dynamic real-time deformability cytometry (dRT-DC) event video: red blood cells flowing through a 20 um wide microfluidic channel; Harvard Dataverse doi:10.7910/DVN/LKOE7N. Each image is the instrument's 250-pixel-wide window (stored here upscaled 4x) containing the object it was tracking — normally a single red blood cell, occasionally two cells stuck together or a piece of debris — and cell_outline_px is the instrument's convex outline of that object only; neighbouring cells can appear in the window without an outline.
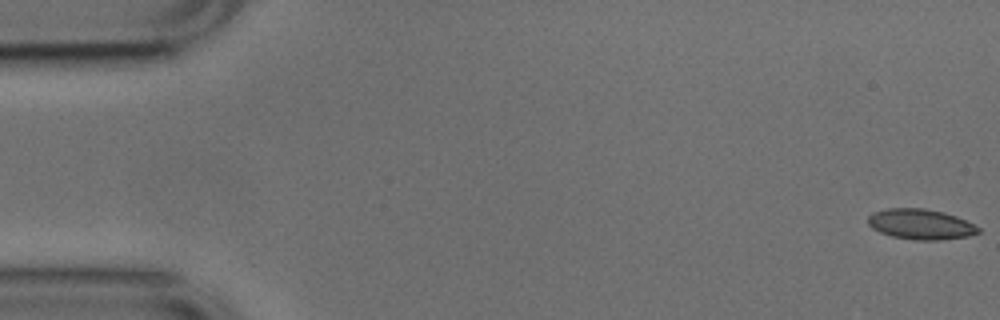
{"species": "common noctule bat (a hibernating species)", "species_latin": "Nyctalus noctula", "temperature_condition": "cold", "stored_images_in_passage": 54, "camera_frame_rate_fps": 3000, "um_per_image_px": 0.085, "animal": {"sex": "male", "body_mass_g": 17.9, "forearm_length_mm": 54.2}, "frame": {"image": 1, "passage_image": 1, "time_ms": 0.0, "image_size_px": [1000, 320], "cell_outline_px": [[980, 232], [968, 236], [940, 240], [916, 240], [892, 236], [880, 232], [872, 228], [868, 224], [868, 216], [872, 212], [888, 208], [924, 208], [944, 212], [956, 216], [980, 228]], "centroid_in_image_um": [78.23, 19.05], "position_along_channel_um": 6.8, "area_um2": 19.48}}
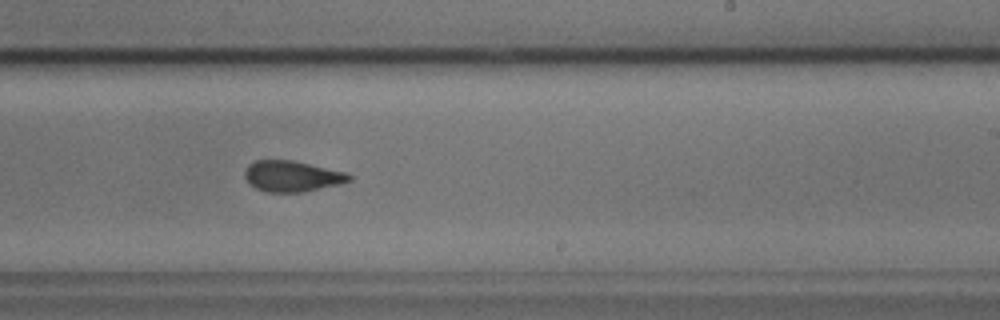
{"frame": {"image": 2, "passage_image": 32, "time_ms": 10.333, "image_size_px": [1000, 320], "cell_outline_px": [[352, 180], [340, 184], [304, 192], [264, 192], [248, 184], [244, 176], [244, 172], [248, 164], [256, 160], [292, 160], [348, 172], [352, 176]], "centroid_in_image_um": [24.82, 14.98], "position_along_channel_um": 264.2, "area_um2": 19.07}}
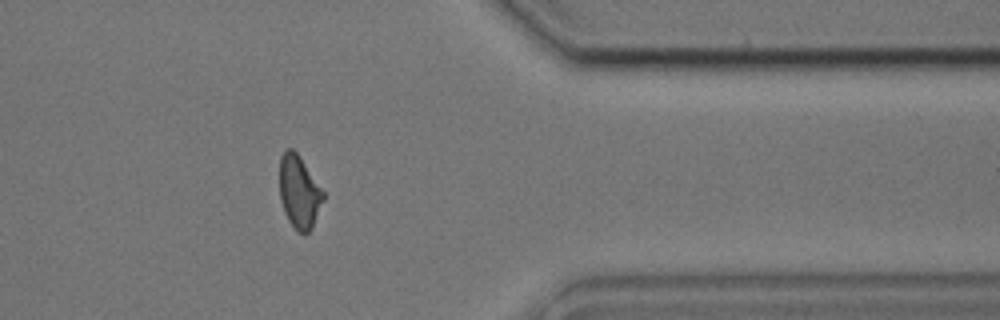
{"frame": {"image": 3, "passage_image": 43, "time_ms": 14.0, "image_size_px": [1000, 320], "cell_outline_px": [[324, 200], [312, 228], [304, 236], [288, 220], [284, 212], [280, 200], [280, 156], [284, 148], [292, 148], [300, 156], [324, 192]], "centroid_in_image_um": [25.42, 16.3], "position_along_channel_um": 386.0, "area_um2": 18.61}, "authors_computed_cell_mechanics": {"area_um2": 19.3052, "velocity_mm_per_s": 3.7785, "shape_relaxation_time_tau1_ms": null, "shape_relaxation_time_tau2_ms": 2.0578, "deformation_change_tau1": null, "deformation_change_tau2": 0.0754}}